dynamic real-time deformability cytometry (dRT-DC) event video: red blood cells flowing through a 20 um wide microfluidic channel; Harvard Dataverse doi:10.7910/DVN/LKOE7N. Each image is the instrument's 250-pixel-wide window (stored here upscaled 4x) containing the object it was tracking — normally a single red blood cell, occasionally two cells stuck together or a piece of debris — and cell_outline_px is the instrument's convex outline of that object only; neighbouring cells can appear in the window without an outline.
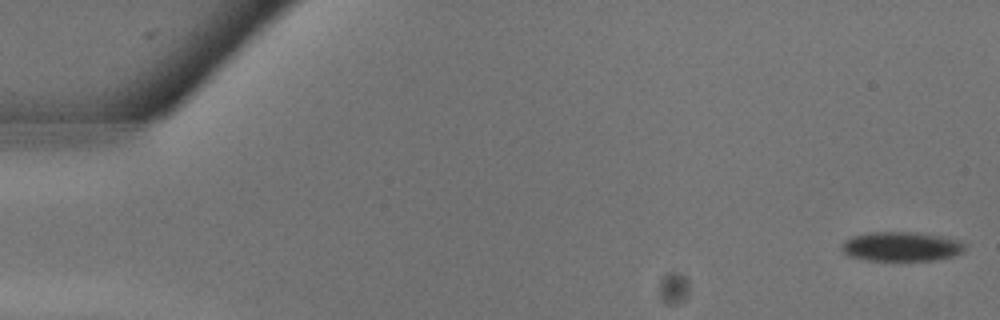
{"species": "common noctule bat (a hibernating species)", "species_latin": "Nyctalus noctula", "temperature_condition": "warm", "stored_images_in_passage": 23, "camera_frame_rate_fps": 3000, "um_per_image_px": 0.085, "animal": {"sex": "male", "body_mass_g": 13.3}, "frame": {"image": 1, "passage_image": 1, "time_ms": 0.0, "image_size_px": [1000, 320], "cell_outline_px": [[968, 244], [964, 252], [952, 256], [936, 260], [864, 260], [848, 256], [840, 248], [840, 244], [844, 240], [852, 236], [868, 232], [920, 232], [960, 240]], "centroid_in_image_um": [76.62, 20.95], "position_along_channel_um": 8.4, "area_um2": 21.5}}
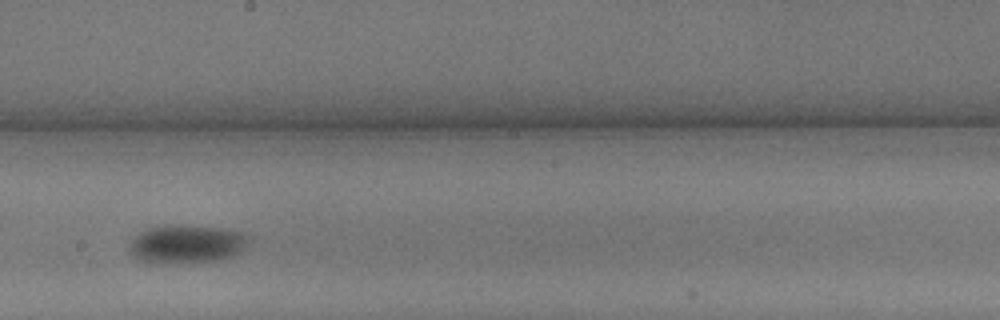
{"frame": {"image": 2, "passage_image": 16, "time_ms": 5.0, "image_size_px": [1000, 320], "cell_outline_px": [[252, 236], [248, 244], [240, 252], [232, 256], [220, 260], [180, 264], [164, 264], [140, 260], [132, 256], [128, 252], [128, 244], [140, 232], [152, 228], [176, 224], [188, 224], [224, 228], [244, 232]], "centroid_in_image_um": [15.91, 20.75], "position_along_channel_um": 232.3, "area_um2": 27.51}}
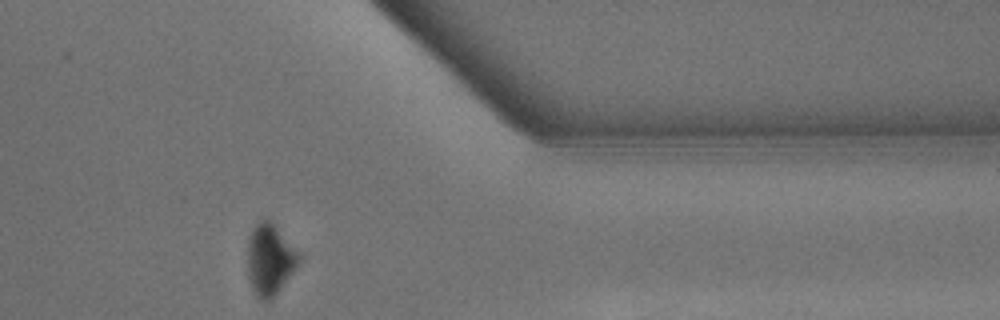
{"frame": {"image": 3, "passage_image": 23, "time_ms": 7.333, "image_size_px": [1000, 320], "cell_outline_px": [[300, 260], [296, 268], [280, 288], [268, 300], [260, 300], [252, 288], [248, 276], [248, 240], [252, 228], [260, 220], [272, 220], [300, 256]], "centroid_in_image_um": [22.91, 22.03], "position_along_channel_um": 388.5, "area_um2": 20.81}}